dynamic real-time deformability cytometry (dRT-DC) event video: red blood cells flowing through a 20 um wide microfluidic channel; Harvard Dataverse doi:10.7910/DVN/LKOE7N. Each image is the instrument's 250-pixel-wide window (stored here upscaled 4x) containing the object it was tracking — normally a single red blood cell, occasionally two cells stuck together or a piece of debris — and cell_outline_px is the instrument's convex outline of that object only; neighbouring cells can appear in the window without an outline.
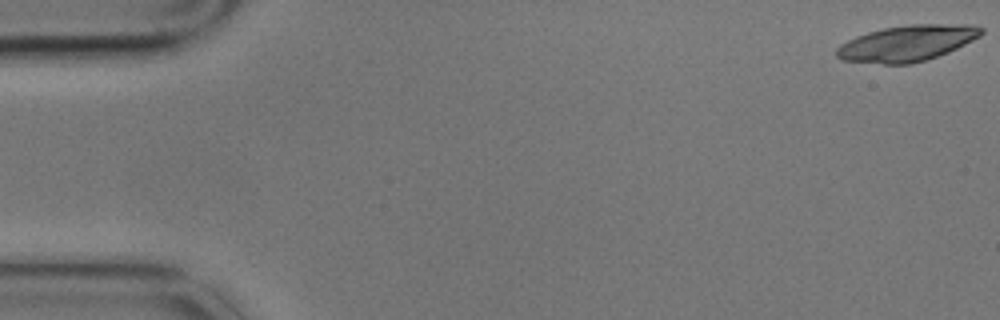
{"species": "common noctule bat (a hibernating species)", "species_latin": "Nyctalus noctula", "temperature_condition": "cold", "stored_images_in_passage": 5, "camera_frame_rate_fps": 3000, "um_per_image_px": 0.085, "animal": {"sex": "male", "body_mass_g": 17.9}, "frame": {"image": 1, "passage_image": 1, "time_ms": 0.0, "image_size_px": [1000, 320], "cell_outline_px": [[984, 32], [980, 36], [948, 52], [912, 64], [884, 64], [840, 60], [836, 56], [836, 48], [840, 44], [856, 36], [868, 32], [884, 28], [908, 24], [972, 24], [984, 28]], "centroid_in_image_um": [77.09, 3.67], "position_along_channel_um": 7.9, "area_um2": 30.35}}